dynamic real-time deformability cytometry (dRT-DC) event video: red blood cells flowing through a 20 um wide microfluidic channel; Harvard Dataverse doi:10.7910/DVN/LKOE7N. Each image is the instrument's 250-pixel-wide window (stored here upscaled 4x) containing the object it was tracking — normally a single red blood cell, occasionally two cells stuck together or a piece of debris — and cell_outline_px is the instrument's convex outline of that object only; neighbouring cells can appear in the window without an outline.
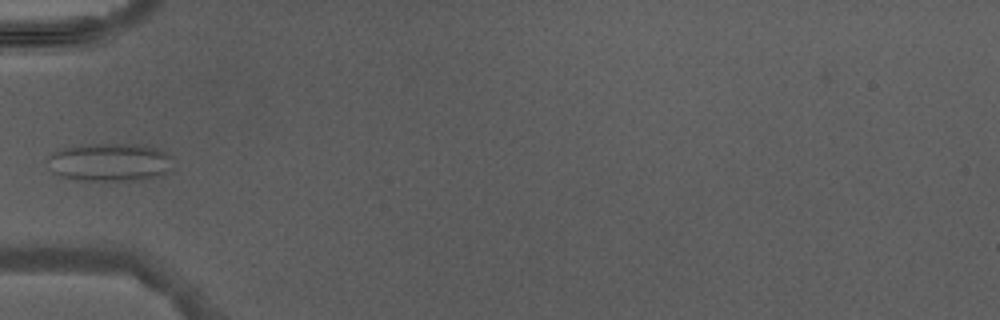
{"species": "Egyptian fruit bat (a non-hibernating species)", "species_latin": "Rousettus aegyptiacus", "temperature_condition": "warm", "stored_images_in_passage": 4, "camera_frame_rate_fps": 3000, "um_per_image_px": 0.085, "animal": {"sex": "male"}, "frame": {"image": 1, "passage_image": 4, "time_ms": 4.333, "image_size_px": [1000, 320], "cell_outline_px": [[172, 168], [168, 172], [160, 176], [144, 180], [80, 180], [60, 176], [52, 172], [44, 160], [52, 152], [64, 148], [92, 144], [136, 144], [156, 148], [164, 152], [168, 156]], "centroid_in_image_um": [9.28, 13.8], "position_along_channel_um": 75.7, "area_um2": 27.92}}